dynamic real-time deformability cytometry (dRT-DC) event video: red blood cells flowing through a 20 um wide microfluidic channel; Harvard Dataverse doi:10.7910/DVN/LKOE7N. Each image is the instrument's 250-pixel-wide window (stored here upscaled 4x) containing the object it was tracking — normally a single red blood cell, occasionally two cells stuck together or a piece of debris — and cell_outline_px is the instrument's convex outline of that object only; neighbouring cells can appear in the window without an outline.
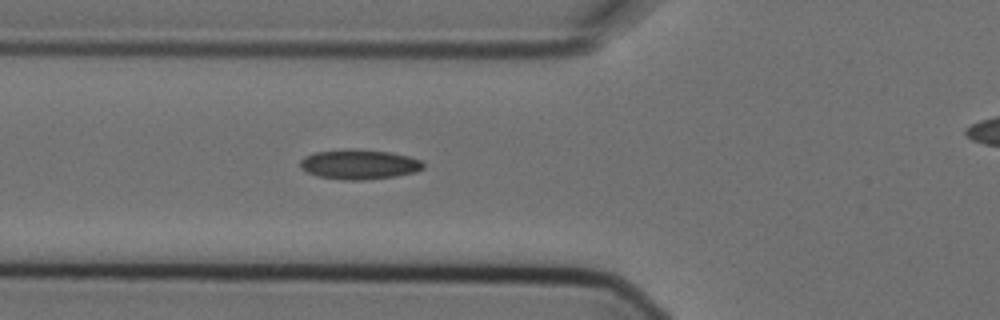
{"species": "Egyptian fruit bat (a non-hibernating species)", "species_latin": "Rousettus aegyptiacus", "temperature_condition": "cold", "stored_images_in_passage": 6, "segment_of_instrument_passage": [1, 2], "camera_frame_rate_fps": 3000, "um_per_image_px": 0.085, "animal": {"sex": "female"}, "frame": {"image": 1, "passage_image": 5, "time_ms": 1.333, "image_size_px": [1000, 320], "cell_outline_px": [[424, 168], [416, 172], [396, 176], [360, 180], [344, 180], [316, 176], [300, 168], [300, 160], [304, 156], [316, 152], [344, 148], [356, 148], [392, 152], [408, 156], [420, 160], [424, 164]], "centroid_in_image_um": [30.52, 13.95], "position_along_channel_um": 95.3, "area_um2": 21.68}}